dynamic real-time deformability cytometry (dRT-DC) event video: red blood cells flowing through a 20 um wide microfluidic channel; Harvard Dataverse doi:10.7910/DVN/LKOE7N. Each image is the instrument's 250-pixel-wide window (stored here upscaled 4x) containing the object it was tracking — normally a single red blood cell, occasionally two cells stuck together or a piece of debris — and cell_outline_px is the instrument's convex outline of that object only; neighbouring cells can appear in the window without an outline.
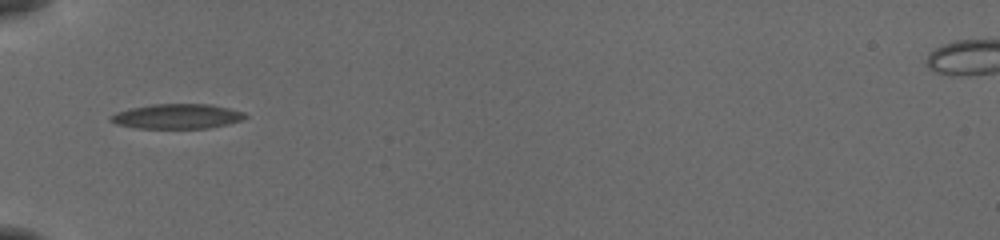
{"species": "common noctule bat (a hibernating species)", "species_latin": "Nyctalus noctula", "temperature_condition": "cold", "stored_images_in_passage": 35, "camera_frame_rate_fps": 3000, "um_per_image_px": 0.085, "animal": {"sex": "female", "body_mass_g": 19.5, "forearm_length_mm": 54.1}, "frame": {"image": 1, "passage_image": 1, "time_ms": 0.0, "image_size_px": [1000, 240], "cell_outline_px": [[248, 116], [240, 120], [228, 124], [208, 128], [136, 128], [116, 124], [108, 120], [108, 116], [116, 112], [128, 108], [152, 104], [212, 104], [244, 112]], "centroid_in_image_um": [15.0, 9.88], "position_along_channel_um": 70.0, "area_um2": 19.59}}
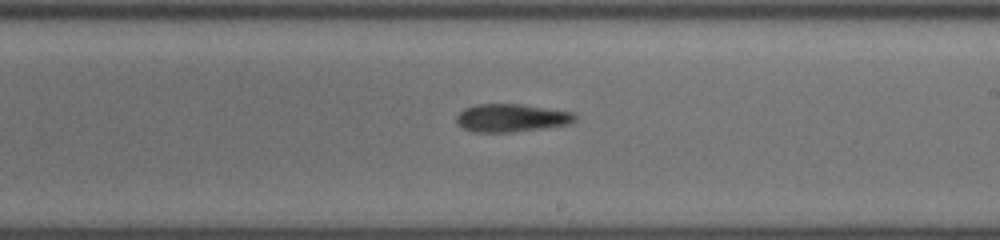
{"frame": {"image": 2, "passage_image": 15, "time_ms": 4.667, "image_size_px": [1000, 240], "cell_outline_px": [[576, 120], [568, 124], [512, 132], [476, 132], [464, 128], [456, 120], [456, 116], [464, 108], [476, 104], [520, 104], [572, 112], [576, 116]], "centroid_in_image_um": [43.45, 10.01], "position_along_channel_um": 245.6, "area_um2": 19.02}}
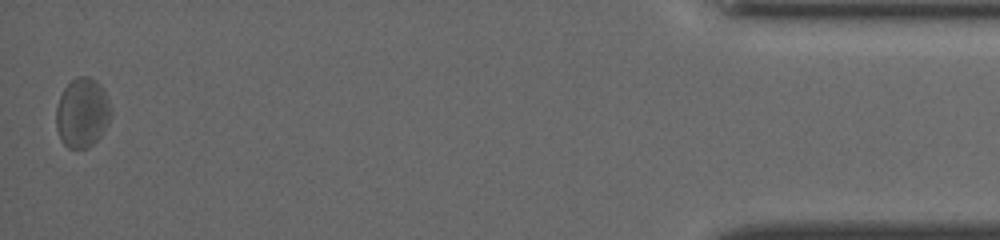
{"frame": {"image": 3, "passage_image": 35, "time_ms": 11.333, "image_size_px": [1000, 240], "cell_outline_px": [[112, 116], [108, 124], [100, 136], [88, 148], [68, 148], [60, 140], [56, 128], [56, 108], [60, 96], [64, 88], [72, 80], [80, 76], [88, 76], [96, 80], [100, 84], [104, 92], [112, 112]], "centroid_in_image_um": [6.98, 9.6], "position_along_channel_um": 428.2, "area_um2": 22.2}, "authors_computed_cell_mechanics": {"area_um2": 19.8254, "velocity_mm_per_s": 3.8371, "shape_relaxation_time_tau1_ms": 2.3882, "shape_relaxation_time_tau2_ms": 3.9193, "deformation_change_tau1": 0.0773, "deformation_change_tau2": 0.1021}}